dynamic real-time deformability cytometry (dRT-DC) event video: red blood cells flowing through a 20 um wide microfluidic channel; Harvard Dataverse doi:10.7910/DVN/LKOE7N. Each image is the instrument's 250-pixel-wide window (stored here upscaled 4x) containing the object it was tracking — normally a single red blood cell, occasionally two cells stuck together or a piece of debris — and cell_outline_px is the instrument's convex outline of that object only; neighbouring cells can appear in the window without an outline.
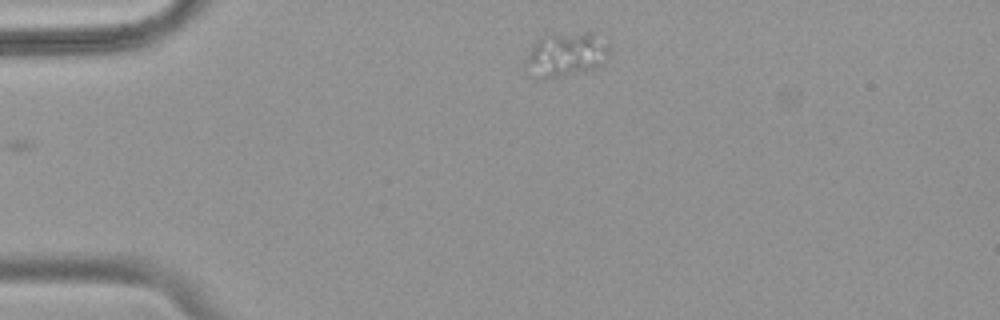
{"species": "common noctule bat (a hibernating species)", "species_latin": "Nyctalus noctula", "temperature_condition": "warm", "stored_images_in_passage": 5, "camera_frame_rate_fps": 3000, "um_per_image_px": 0.085, "animal": {"sex": "female", "body_mass_g": 18.4}, "frame": {"image": 1, "passage_image": 1, "time_ms": 0.0, "image_size_px": [1000, 320], "cell_outline_px": [[612, 48], [604, 64], [592, 72], [552, 80], [540, 80], [524, 72], [524, 64], [528, 52], [536, 40], [544, 32], [592, 32], [608, 44]], "centroid_in_image_um": [48.08, 4.68], "position_along_channel_um": 36.9, "area_um2": 23.58}}